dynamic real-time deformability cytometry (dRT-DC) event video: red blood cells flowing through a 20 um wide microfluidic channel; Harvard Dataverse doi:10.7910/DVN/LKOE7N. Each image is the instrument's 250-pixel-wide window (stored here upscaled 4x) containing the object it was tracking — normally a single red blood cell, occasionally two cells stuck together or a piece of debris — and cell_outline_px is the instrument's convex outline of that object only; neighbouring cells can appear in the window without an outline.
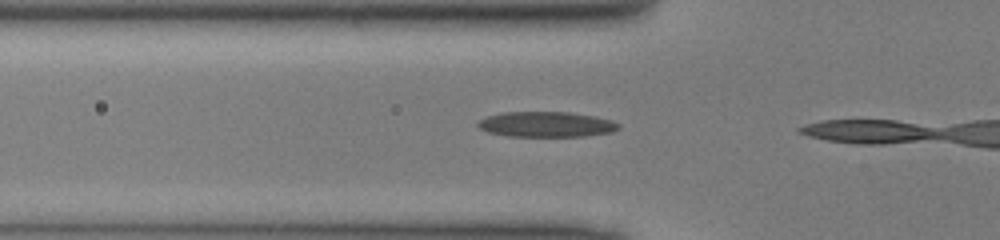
{"species": "common noctule bat (a hibernating species)", "species_latin": "Nyctalus noctula", "temperature_condition": "cold", "stored_images_in_passage": 5, "camera_frame_rate_fps": 3000, "um_per_image_px": 0.085, "animal": {"sex": "male", "body_mass_g": 13.0, "forearm_length_mm": 53.1}, "frame": {"image": 1, "passage_image": 4, "time_ms": 1.0, "image_size_px": [1000, 240], "cell_outline_px": [[620, 128], [612, 132], [584, 136], [508, 136], [488, 132], [480, 128], [476, 124], [480, 120], [488, 116], [504, 112], [568, 112], [596, 116], [612, 120], [620, 124]], "centroid_in_image_um": [46.47, 10.57], "position_along_channel_um": 79.3, "area_um2": 20.75}}